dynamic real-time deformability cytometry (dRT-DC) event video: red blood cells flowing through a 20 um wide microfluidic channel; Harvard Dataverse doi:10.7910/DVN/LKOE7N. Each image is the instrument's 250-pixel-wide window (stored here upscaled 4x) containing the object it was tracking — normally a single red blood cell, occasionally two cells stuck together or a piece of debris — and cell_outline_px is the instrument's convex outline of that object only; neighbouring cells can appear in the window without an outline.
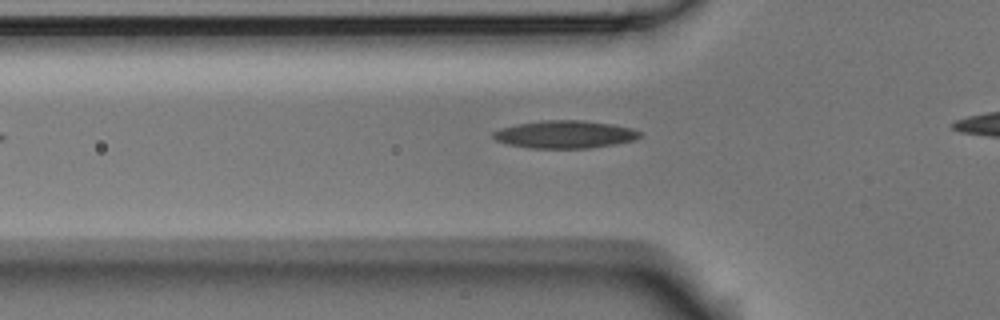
{"species": "Egyptian fruit bat (a non-hibernating species)", "species_latin": "Rousettus aegyptiacus", "temperature_condition": "room temperature", "stored_images_in_passage": 4, "camera_frame_rate_fps": 3000, "um_per_image_px": 0.085, "animal": {"sex": "male"}, "frame": {"image": 1, "passage_image": 4, "time_ms": 1.0, "image_size_px": [1000, 320], "cell_outline_px": [[640, 136], [632, 140], [616, 144], [588, 148], [528, 148], [508, 144], [496, 140], [492, 136], [492, 132], [500, 128], [516, 124], [544, 120], [584, 120], [612, 124], [632, 128], [640, 132]], "centroid_in_image_um": [47.98, 11.42], "position_along_channel_um": 77.8, "area_um2": 23.64}}